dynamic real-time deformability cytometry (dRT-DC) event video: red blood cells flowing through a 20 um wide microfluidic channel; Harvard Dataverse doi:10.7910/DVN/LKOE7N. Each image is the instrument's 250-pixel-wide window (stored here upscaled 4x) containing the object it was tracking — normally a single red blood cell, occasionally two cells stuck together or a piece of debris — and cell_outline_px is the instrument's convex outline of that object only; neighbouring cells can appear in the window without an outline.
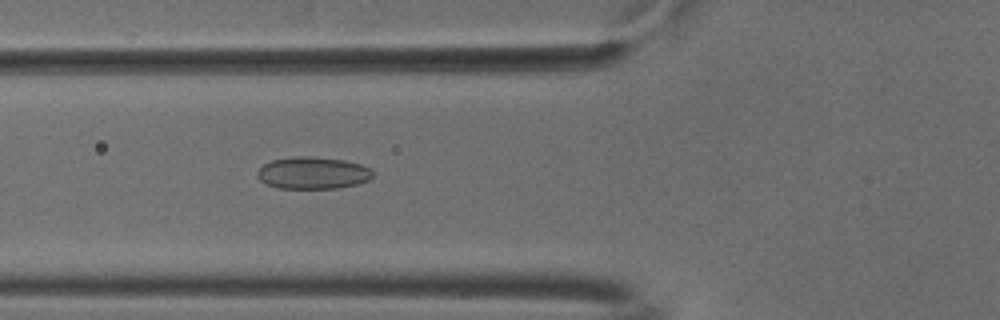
{"species": "common noctule bat (a hibernating species)", "species_latin": "Nyctalus noctula", "temperature_condition": "cold", "stored_images_in_passage": 51, "camera_frame_rate_fps": 3000, "um_per_image_px": 0.085, "animal": {"sex": "male", "body_mass_g": 18.8}, "frame": {"image": 1, "passage_image": 18, "time_ms": 5.667, "image_size_px": [1000, 320], "cell_outline_px": [[372, 176], [368, 180], [356, 184], [336, 188], [276, 188], [260, 180], [256, 176], [256, 172], [264, 164], [272, 160], [296, 156], [308, 156], [344, 160], [360, 164], [368, 168], [372, 172]], "centroid_in_image_um": [26.55, 14.7], "position_along_channel_um": 99.3, "area_um2": 21.39}}
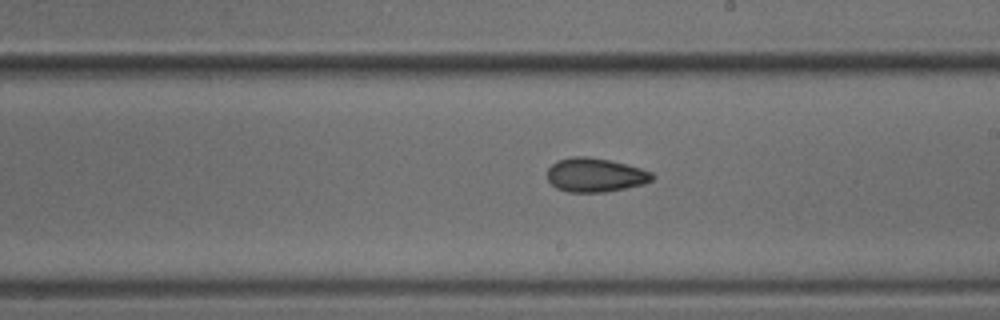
{"frame": {"image": 2, "passage_image": 29, "time_ms": 9.333, "image_size_px": [1000, 320], "cell_outline_px": [[652, 180], [644, 184], [604, 192], [568, 192], [556, 188], [548, 180], [548, 168], [552, 164], [560, 160], [572, 156], [584, 156], [608, 160], [640, 168], [652, 172]], "centroid_in_image_um": [50.57, 14.88], "position_along_channel_um": 238.4, "area_um2": 20.46}}
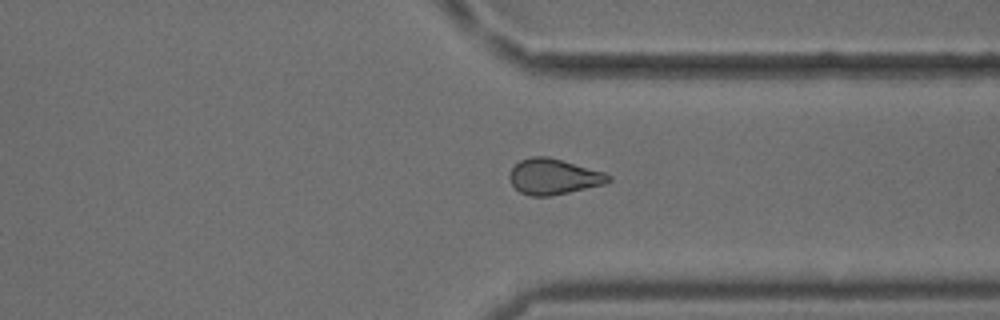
{"frame": {"image": 3, "passage_image": 39, "time_ms": 12.667, "image_size_px": [1000, 320], "cell_outline_px": [[612, 180], [604, 184], [568, 192], [548, 196], [532, 196], [520, 192], [512, 184], [508, 176], [512, 168], [520, 160], [532, 156], [548, 156], [604, 172], [612, 176]], "centroid_in_image_um": [47.05, 15.0], "position_along_channel_um": 364.3, "area_um2": 20.4}, "authors_computed_cell_mechanics": {"area_um2": 20.7502, "velocity_mm_per_s": 3.7802, "shape_relaxation_time_tau1_ms": 8.0842, "shape_relaxation_time_tau2_ms": 3.276, "deformation_change_tau1": 0.1067, "deformation_change_tau2": 0.0755}}